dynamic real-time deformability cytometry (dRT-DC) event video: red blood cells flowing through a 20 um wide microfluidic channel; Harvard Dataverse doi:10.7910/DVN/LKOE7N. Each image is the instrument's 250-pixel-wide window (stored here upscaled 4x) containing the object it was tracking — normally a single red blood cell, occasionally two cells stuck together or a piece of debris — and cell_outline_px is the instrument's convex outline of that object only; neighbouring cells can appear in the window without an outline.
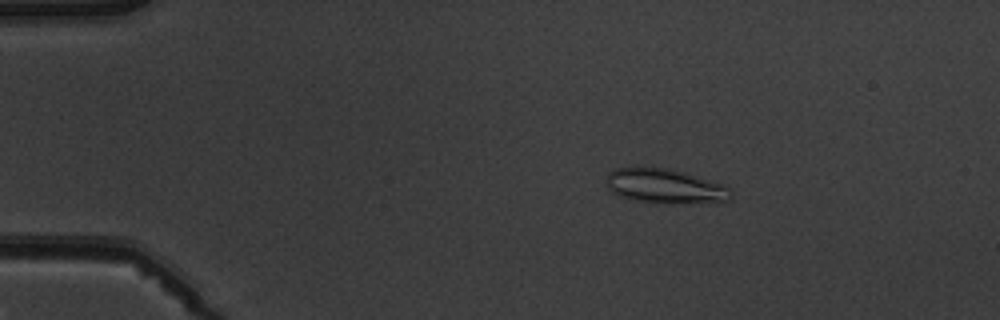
{"species": "common noctule bat (a hibernating species)", "species_latin": "Nyctalus noctula", "temperature_condition": "warm", "stored_images_in_passage": 5, "camera_frame_rate_fps": 3000, "um_per_image_px": 0.085, "animal": {"sex": "male", "body_mass_g": 19.5, "forearm_length_mm": 54.6}, "frame": {"image": 1, "passage_image": 3, "time_ms": 2.333, "image_size_px": [1000, 320], "cell_outline_px": [[732, 196], [728, 200], [636, 200], [620, 196], [612, 192], [608, 188], [608, 172], [616, 168], [636, 164], [668, 168], [684, 172], [724, 184], [732, 192]], "centroid_in_image_um": [56.41, 15.7], "position_along_channel_um": 28.6, "area_um2": 24.1}}